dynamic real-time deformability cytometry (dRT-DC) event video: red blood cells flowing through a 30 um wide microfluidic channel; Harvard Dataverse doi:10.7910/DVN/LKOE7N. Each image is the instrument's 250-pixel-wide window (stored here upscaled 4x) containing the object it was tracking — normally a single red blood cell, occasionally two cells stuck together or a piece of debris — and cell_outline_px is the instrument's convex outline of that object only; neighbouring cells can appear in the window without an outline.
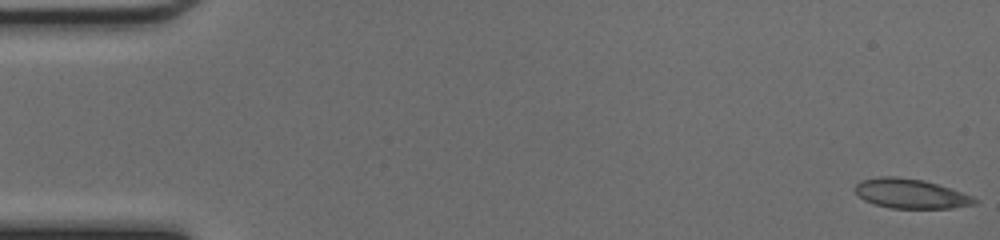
{"species": "common noctule bat (a hibernating species)", "species_latin": "Nyctalus noctula", "temperature_condition": "cold", "stored_images_in_passage": 48, "camera_frame_rate_fps": 3000, "um_per_image_px": 0.085, "animal": {"sex": "female", "body_mass_g": 17.0, "forearm_length_mm": 48.0}, "frame": {"image": 1, "passage_image": 1, "time_ms": 0.0, "image_size_px": [1000, 240], "cell_outline_px": [[980, 200], [976, 204], [952, 208], [892, 208], [876, 204], [864, 200], [856, 192], [856, 184], [860, 180], [880, 176], [896, 176], [924, 180], [972, 196]], "centroid_in_image_um": [77.41, 16.46], "position_along_channel_um": 7.6, "area_um2": 20.4}}
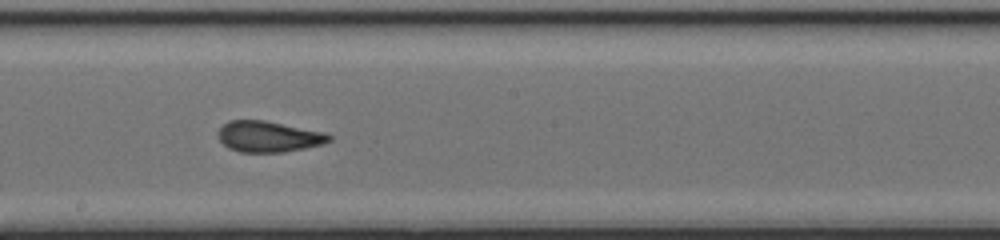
{"frame": {"image": 2, "passage_image": 27, "time_ms": 8.667, "image_size_px": [1000, 240], "cell_outline_px": [[332, 140], [324, 144], [284, 152], [240, 152], [228, 148], [216, 136], [216, 132], [228, 120], [264, 120], [324, 132], [332, 136]], "centroid_in_image_um": [22.81, 11.61], "position_along_channel_um": 225.4, "area_um2": 20.11}}
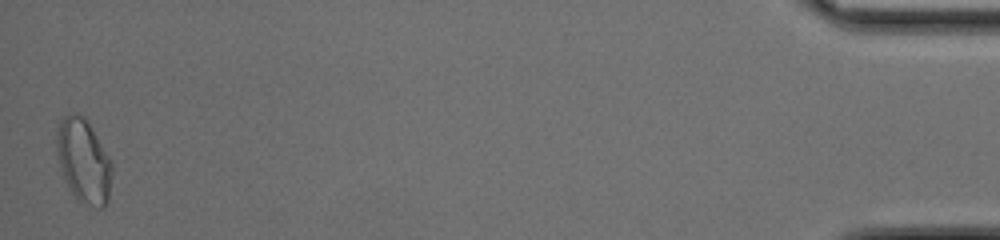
{"frame": {"image": 3, "passage_image": 48, "time_ms": 15.667, "image_size_px": [1000, 240], "cell_outline_px": [[112, 172], [108, 200], [104, 208], [96, 208], [76, 200], [64, 180], [56, 152], [56, 132], [60, 120], [68, 112], [76, 112], [84, 116], [92, 128], [112, 160]], "centroid_in_image_um": [7.1, 13.67], "position_along_channel_um": 428.1, "area_um2": 27.57}, "authors_computed_cell_mechanics": {"area_um2": 20.7213, "velocity_mm_per_s": 4.2762, "shape_relaxation_time_tau1_ms": 5.6716, "shape_relaxation_time_tau2_ms": 1.3396, "deformation_change_tau1": 0.1571, "deformation_change_tau2": 0.0625}}